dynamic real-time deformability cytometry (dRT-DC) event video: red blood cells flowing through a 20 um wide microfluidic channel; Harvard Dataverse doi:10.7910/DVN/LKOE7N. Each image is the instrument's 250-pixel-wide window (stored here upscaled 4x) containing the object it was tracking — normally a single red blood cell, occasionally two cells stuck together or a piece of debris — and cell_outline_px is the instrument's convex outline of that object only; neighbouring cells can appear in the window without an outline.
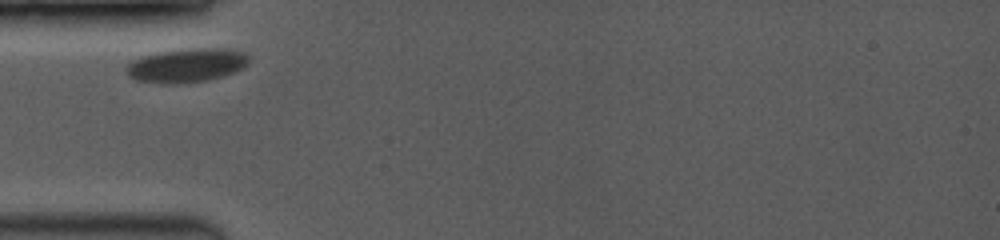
{"species": "common noctule bat (a hibernating species)", "species_latin": "Nyctalus noctula", "temperature_condition": "room temperature", "stored_images_in_passage": 25, "camera_frame_rate_fps": 3500, "um_per_image_px": 0.085, "animal": {"sex": "female", "body_mass_g": 19.0, "forearm_length_mm": 53.3}, "frame": {"image": 1, "passage_image": 1, "time_ms": 0.0, "image_size_px": [1000, 240], "cell_outline_px": [[248, 64], [244, 68], [208, 80], [172, 84], [164, 84], [136, 80], [128, 76], [124, 68], [132, 60], [140, 56], [160, 52], [192, 48], [224, 48], [244, 52], [248, 56]], "centroid_in_image_um": [15.82, 5.55], "position_along_channel_um": 69.2, "area_um2": 24.22}}
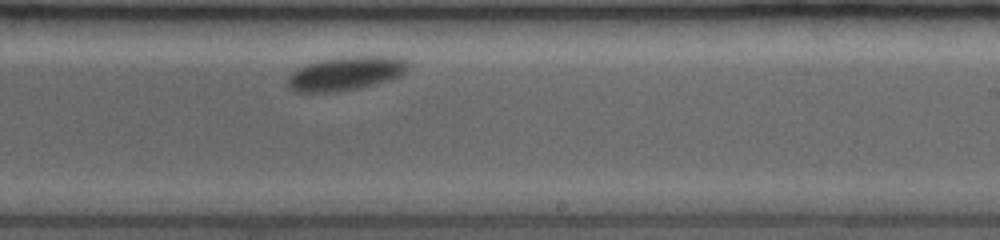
{"frame": {"image": 2, "passage_image": 15, "time_ms": 5.429, "image_size_px": [1000, 240], "cell_outline_px": [[408, 68], [400, 76], [392, 80], [356, 88], [332, 92], [296, 92], [288, 88], [288, 76], [296, 68], [320, 60], [340, 56], [396, 56], [408, 60]], "centroid_in_image_um": [29.4, 6.22], "position_along_channel_um": 259.6, "area_um2": 23.93}}
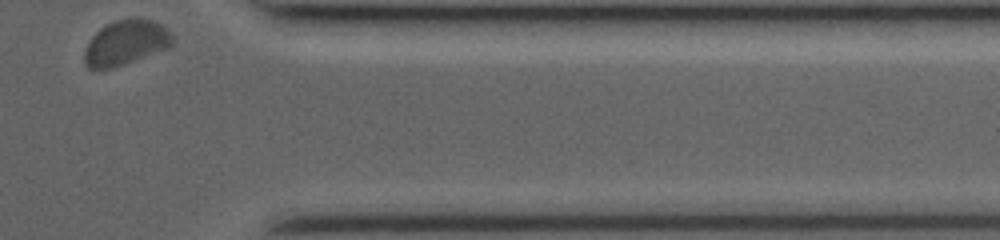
{"frame": {"image": 3, "passage_image": 25, "time_ms": 9.429, "image_size_px": [1000, 240], "cell_outline_px": [[176, 40], [172, 44], [164, 48], [112, 68], [88, 68], [84, 64], [84, 52], [88, 40], [100, 28], [116, 20], [136, 16], [140, 16], [152, 20], [168, 28]], "centroid_in_image_um": [10.68, 3.57], "position_along_channel_um": 400.7, "area_um2": 22.95}}